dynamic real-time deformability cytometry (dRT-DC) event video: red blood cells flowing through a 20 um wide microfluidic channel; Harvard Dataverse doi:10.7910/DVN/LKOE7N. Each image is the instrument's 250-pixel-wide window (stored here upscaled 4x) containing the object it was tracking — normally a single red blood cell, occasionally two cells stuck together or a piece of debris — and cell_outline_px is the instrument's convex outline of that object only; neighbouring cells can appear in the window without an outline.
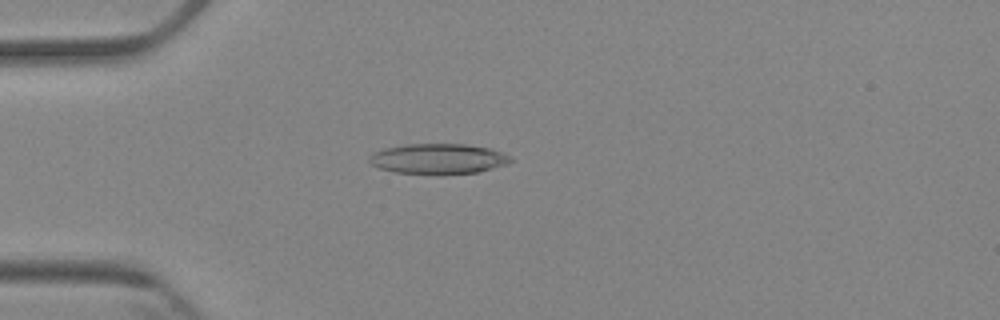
{"species": "Egyptian fruit bat (a non-hibernating species)", "species_latin": "Rousettus aegyptiacus", "temperature_condition": "cold", "stored_images_in_passage": 3, "camera_frame_rate_fps": 3000, "um_per_image_px": 0.085, "animal": {"sex": "female"}, "frame": {"image": 1, "passage_image": 2, "time_ms": 1.333, "image_size_px": [1000, 320], "cell_outline_px": [[512, 160], [508, 164], [480, 172], [396, 172], [380, 168], [372, 164], [368, 160], [368, 156], [372, 152], [384, 148], [408, 144], [464, 144], [492, 148], [512, 156]], "centroid_in_image_um": [37.28, 13.46], "position_along_channel_um": 47.7, "area_um2": 24.45}}